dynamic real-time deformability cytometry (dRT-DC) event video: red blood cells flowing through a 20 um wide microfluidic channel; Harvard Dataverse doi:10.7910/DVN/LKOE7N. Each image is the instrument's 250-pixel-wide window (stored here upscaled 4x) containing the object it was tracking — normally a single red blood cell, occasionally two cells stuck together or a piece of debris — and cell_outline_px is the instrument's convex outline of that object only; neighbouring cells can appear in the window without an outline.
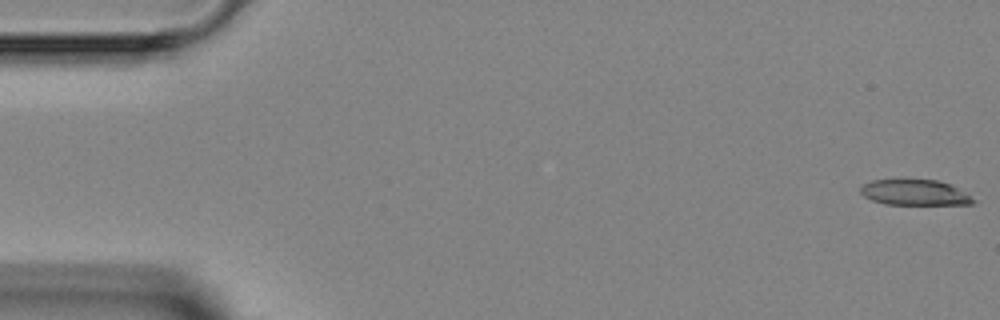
{"species": "Egyptian fruit bat (a non-hibernating species)", "species_latin": "Rousettus aegyptiacus", "temperature_condition": "room temperature", "stored_images_in_passage": 5, "camera_frame_rate_fps": 3000, "um_per_image_px": 0.085, "animal": {"sex": "female"}, "frame": {"image": 1, "passage_image": 1, "time_ms": 0.0, "image_size_px": [1000, 320], "cell_outline_px": [[976, 200], [972, 204], [884, 204], [872, 200], [864, 196], [860, 192], [860, 188], [864, 184], [872, 180], [940, 180], [952, 184]], "centroid_in_image_um": [77.76, 16.36], "position_along_channel_um": 7.2, "area_um2": 16.7}}